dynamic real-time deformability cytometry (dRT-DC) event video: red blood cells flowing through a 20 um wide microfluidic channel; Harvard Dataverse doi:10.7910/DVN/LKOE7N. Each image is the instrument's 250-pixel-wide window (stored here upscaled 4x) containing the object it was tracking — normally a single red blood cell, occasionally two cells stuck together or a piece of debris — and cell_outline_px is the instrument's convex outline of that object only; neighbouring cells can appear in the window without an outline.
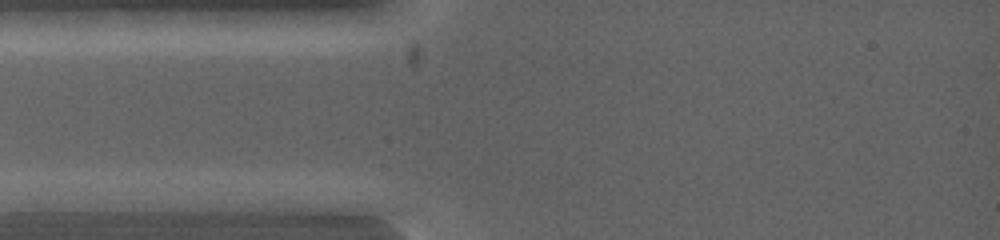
{"species": "common noctule bat (a hibernating species)", "species_latin": "Nyctalus noctula", "temperature_condition": "warm", "stored_images_in_passage": 3, "camera_frame_rate_fps": 5000, "um_per_image_px": 0.085, "animal": {"sex": "female", "body_mass_g": 19.0, "forearm_length_mm": 53.3}, "frame": {"image": 1, "passage_image": 2, "time_ms": 0.4, "image_size_px": [1000, 240], "cell_outline_px": [[120, 200], [96, 212], [20, 212], [12, 200], [28, 192], [88, 192]], "centroid_in_image_um": [5.29, 17.18], "position_along_channel_um": 79.7, "area_um2": 12.83}}